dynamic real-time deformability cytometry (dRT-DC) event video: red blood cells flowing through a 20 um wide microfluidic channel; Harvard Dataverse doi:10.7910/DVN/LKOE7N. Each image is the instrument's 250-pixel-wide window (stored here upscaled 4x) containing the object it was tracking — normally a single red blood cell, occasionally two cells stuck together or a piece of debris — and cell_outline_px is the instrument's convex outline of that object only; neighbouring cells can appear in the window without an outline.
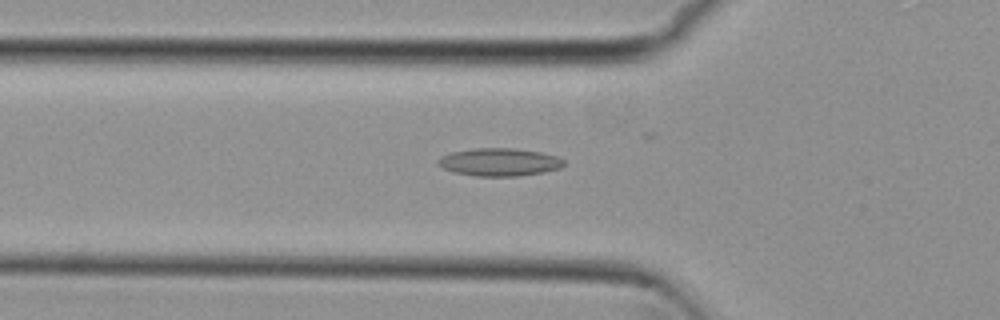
{"species": "common noctule bat (a hibernating species)", "species_latin": "Nyctalus noctula", "temperature_condition": "cold", "stored_images_in_passage": 43, "camera_frame_rate_fps": 3000, "um_per_image_px": 0.085, "animal": {"sex": "female", "body_mass_g": 29.2, "forearm_length_mm": 56.3}, "frame": {"image": 1, "passage_image": 19, "time_ms": 6.0, "image_size_px": [1000, 320], "cell_outline_px": [[564, 164], [560, 168], [544, 172], [516, 176], [476, 176], [452, 172], [436, 164], [436, 160], [440, 156], [452, 152], [472, 148], [512, 148], [540, 152], [556, 156], [564, 160]], "centroid_in_image_um": [42.4, 13.77], "position_along_channel_um": 83.4, "area_um2": 20.46}}
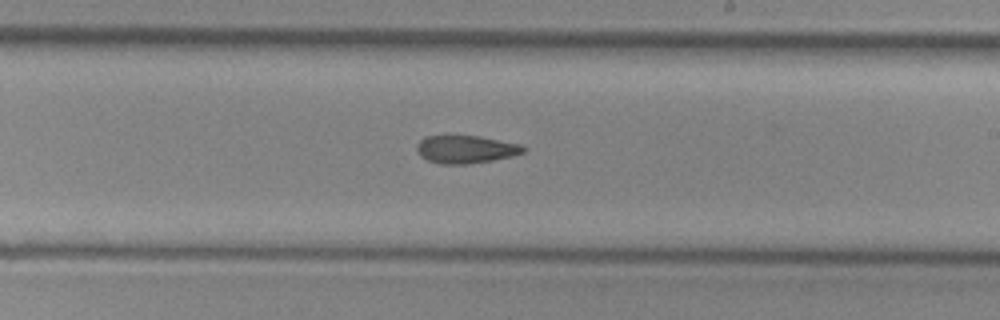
{"frame": {"image": 2, "passage_image": 32, "time_ms": 10.333, "image_size_px": [1000, 320], "cell_outline_px": [[528, 148], [524, 152], [512, 156], [492, 160], [468, 164], [440, 164], [428, 160], [420, 156], [416, 152], [416, 144], [424, 136], [444, 132], [480, 136], [520, 144]], "centroid_in_image_um": [39.51, 12.64], "position_along_channel_um": 249.5, "area_um2": 18.21}}
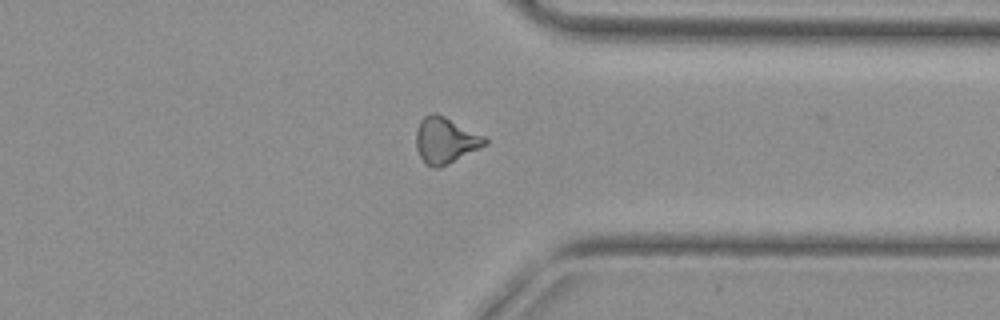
{"frame": {"image": 3, "passage_image": 42, "time_ms": 13.667, "image_size_px": [1000, 320], "cell_outline_px": [[488, 144], [440, 168], [432, 168], [424, 164], [416, 148], [416, 128], [420, 120], [424, 116], [432, 112], [436, 112], [484, 136], [488, 140]], "centroid_in_image_um": [37.83, 11.94], "position_along_channel_um": 373.6, "area_um2": 18.61}}